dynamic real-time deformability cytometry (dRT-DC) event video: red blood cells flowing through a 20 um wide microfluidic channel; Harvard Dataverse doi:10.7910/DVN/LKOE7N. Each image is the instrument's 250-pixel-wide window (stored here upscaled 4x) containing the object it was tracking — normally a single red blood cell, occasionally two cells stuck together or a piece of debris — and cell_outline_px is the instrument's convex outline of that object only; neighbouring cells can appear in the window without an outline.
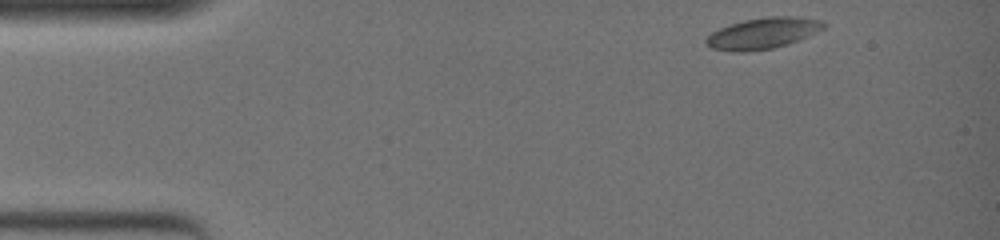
{"species": "common noctule bat (a hibernating species)", "species_latin": "Nyctalus noctula", "temperature_condition": "warm", "stored_images_in_passage": 43, "camera_frame_rate_fps": 3000, "um_per_image_px": 0.085, "animal": {"sex": "female", "body_mass_g": 19.0, "forearm_length_mm": 51.5}, "frame": {"image": 1, "passage_image": 1, "time_ms": 0.0, "image_size_px": [1000, 240], "cell_outline_px": [[828, 24], [824, 28], [816, 32], [788, 44], [772, 48], [744, 52], [732, 52], [712, 48], [704, 40], [712, 32], [720, 28], [744, 20], [764, 16], [796, 16], [820, 20]], "centroid_in_image_um": [64.86, 2.82], "position_along_channel_um": 20.1, "area_um2": 21.21}}
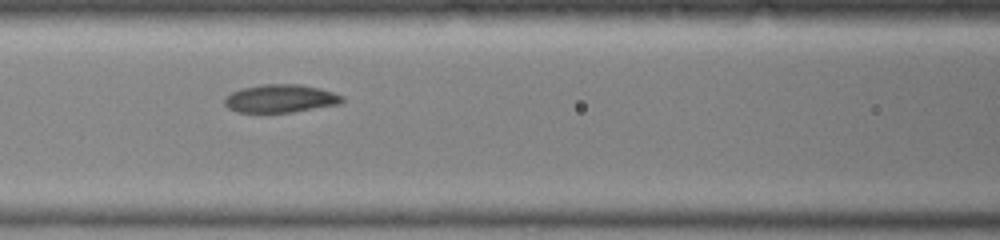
{"frame": {"image": 2, "passage_image": 18, "time_ms": 5.667, "image_size_px": [1000, 240], "cell_outline_px": [[344, 104], [292, 112], [236, 112], [228, 108], [224, 104], [224, 96], [232, 92], [244, 88], [264, 84], [300, 84], [320, 88], [344, 96]], "centroid_in_image_um": [23.88, 8.38], "position_along_channel_um": 142.7, "area_um2": 19.42}}
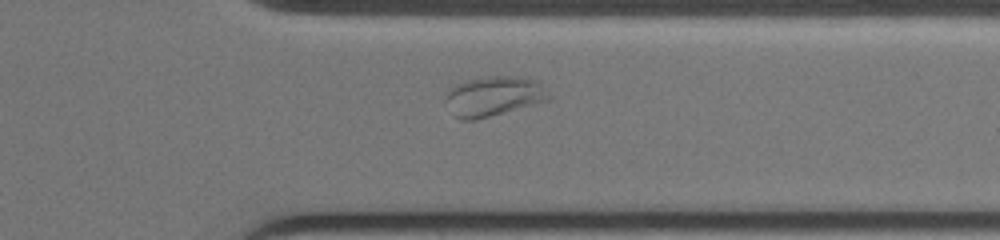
{"frame": {"image": 3, "passage_image": 36, "time_ms": 11.667, "image_size_px": [1000, 240], "cell_outline_px": [[552, 100], [476, 120], [460, 120], [452, 116], [444, 100], [444, 92], [448, 88], [464, 80], [488, 76], [524, 76], [540, 80], [552, 96]], "centroid_in_image_um": [41.97, 8.17], "position_along_channel_um": 369.4, "area_um2": 25.09}}